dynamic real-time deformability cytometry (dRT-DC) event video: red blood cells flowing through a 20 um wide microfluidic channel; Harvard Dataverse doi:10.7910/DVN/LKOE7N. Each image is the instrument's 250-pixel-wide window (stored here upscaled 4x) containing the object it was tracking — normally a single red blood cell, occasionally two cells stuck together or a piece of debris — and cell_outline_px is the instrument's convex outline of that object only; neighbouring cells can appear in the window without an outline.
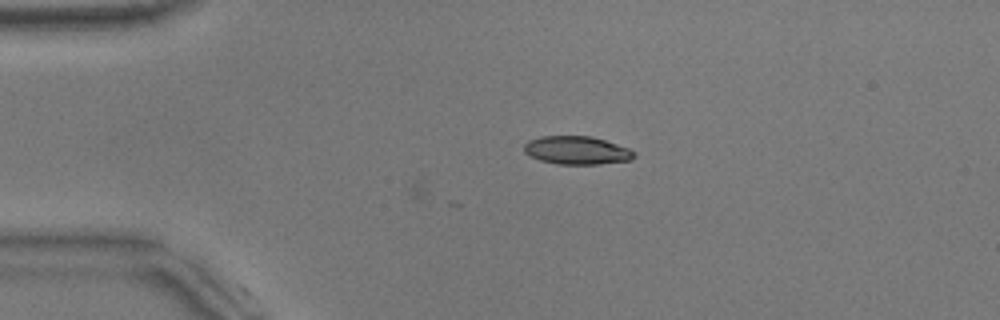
{"species": "common noctule bat (a hibernating species)", "species_latin": "Nyctalus noctula", "temperature_condition": "warm", "stored_images_in_passage": 6, "camera_frame_rate_fps": 3000, "um_per_image_px": 0.085, "animal": {"sex": "male", "body_mass_g": 17.9}, "frame": {"image": 1, "passage_image": 6, "time_ms": 1.667, "image_size_px": [1000, 320], "cell_outline_px": [[636, 156], [632, 160], [596, 164], [556, 164], [540, 160], [524, 152], [524, 144], [528, 140], [540, 136], [592, 136], [628, 148], [636, 152]], "centroid_in_image_um": [49.03, 12.77], "position_along_channel_um": 36.0, "area_um2": 18.09}}